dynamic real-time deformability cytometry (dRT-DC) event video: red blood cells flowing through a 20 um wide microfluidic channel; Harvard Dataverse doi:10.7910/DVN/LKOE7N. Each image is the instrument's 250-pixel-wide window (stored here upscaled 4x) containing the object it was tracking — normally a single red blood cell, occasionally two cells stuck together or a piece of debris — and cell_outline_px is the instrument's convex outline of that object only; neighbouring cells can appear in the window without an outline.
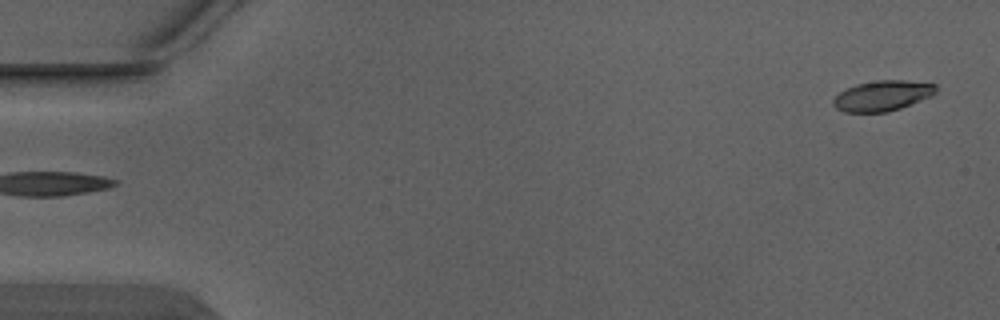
{"species": "Egyptian fruit bat (a non-hibernating species)", "species_latin": "Rousettus aegyptiacus", "temperature_condition": "warm", "stored_images_in_passage": 3, "camera_frame_rate_fps": 3000, "um_per_image_px": 0.085, "animal": {"sex": "male"}, "frame": {"image": 1, "passage_image": 3, "time_ms": 0.667, "image_size_px": [1000, 320], "cell_outline_px": [[936, 92], [932, 96], [900, 108], [888, 112], [844, 112], [836, 108], [832, 104], [832, 100], [840, 92], [856, 84], [876, 80], [904, 80], [936, 84]], "centroid_in_image_um": [75.0, 8.14], "position_along_channel_um": 10.0, "area_um2": 18.15}}